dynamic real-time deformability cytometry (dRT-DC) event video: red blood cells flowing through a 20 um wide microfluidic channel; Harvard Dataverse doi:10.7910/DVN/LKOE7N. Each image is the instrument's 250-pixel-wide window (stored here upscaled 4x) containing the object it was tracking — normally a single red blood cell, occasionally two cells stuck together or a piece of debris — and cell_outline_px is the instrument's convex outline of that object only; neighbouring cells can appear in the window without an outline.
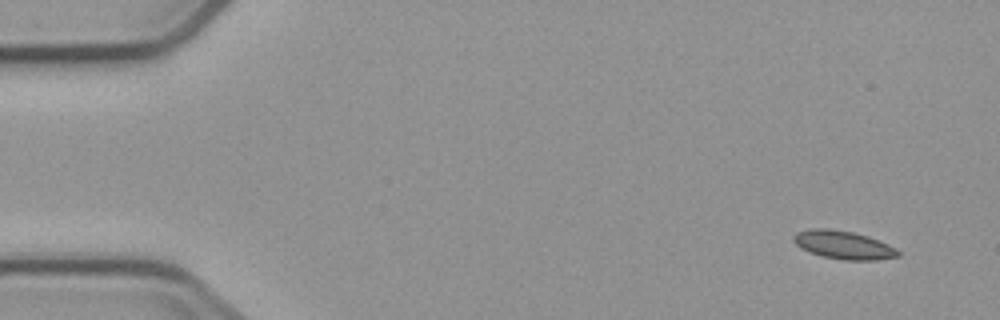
{"species": "common noctule bat (a hibernating species)", "species_latin": "Nyctalus noctula", "temperature_condition": "cold", "stored_images_in_passage": 7, "camera_frame_rate_fps": 3000, "um_per_image_px": 0.085, "animal": {"sex": "male", "body_mass_g": 23.1, "forearm_length_mm": 52.7}, "frame": {"image": 1, "passage_image": 1, "time_ms": 0.0, "image_size_px": [1000, 320], "cell_outline_px": [[900, 256], [876, 260], [844, 260], [824, 256], [808, 252], [800, 248], [792, 240], [792, 236], [796, 232], [808, 228], [832, 228], [852, 232], [868, 236], [888, 244], [896, 248], [900, 252]], "centroid_in_image_um": [71.66, 20.81], "position_along_channel_um": 13.3, "area_um2": 17.4}}
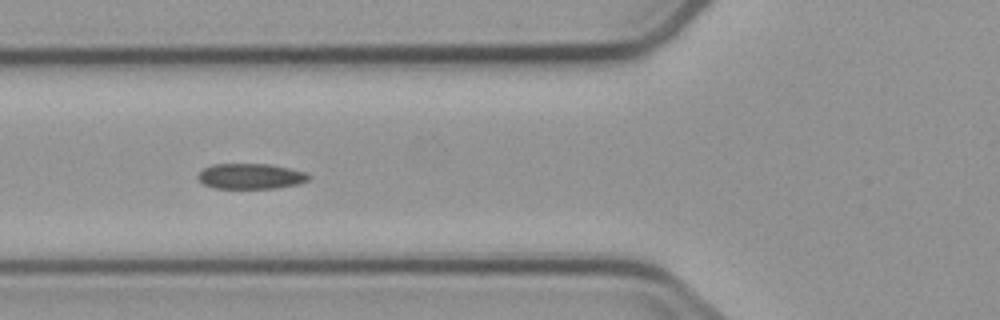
{"frame": {"image": 2, "passage_image": 6, "time_ms": 5.667, "image_size_px": [1000, 320], "cell_outline_px": [[312, 176], [308, 180], [296, 184], [276, 188], [212, 188], [204, 184], [196, 176], [204, 168], [212, 164], [268, 164], [288, 168], [304, 172]], "centroid_in_image_um": [21.28, 14.98], "position_along_channel_um": 104.5, "area_um2": 16.3}}
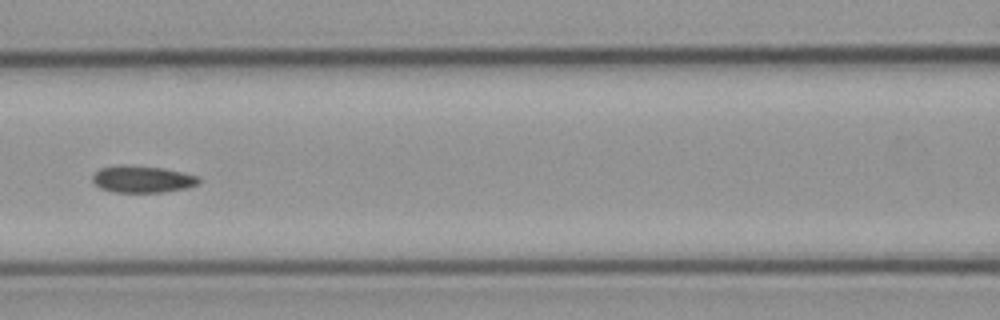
{"frame": {"image": 3, "passage_image": 7, "time_ms": 7.0, "image_size_px": [1000, 320], "cell_outline_px": [[200, 184], [188, 188], [164, 192], [112, 192], [100, 188], [92, 180], [92, 176], [100, 168], [120, 164], [164, 168], [200, 176]], "centroid_in_image_um": [12.13, 15.23], "position_along_channel_um": 154.5, "area_um2": 16.88}}